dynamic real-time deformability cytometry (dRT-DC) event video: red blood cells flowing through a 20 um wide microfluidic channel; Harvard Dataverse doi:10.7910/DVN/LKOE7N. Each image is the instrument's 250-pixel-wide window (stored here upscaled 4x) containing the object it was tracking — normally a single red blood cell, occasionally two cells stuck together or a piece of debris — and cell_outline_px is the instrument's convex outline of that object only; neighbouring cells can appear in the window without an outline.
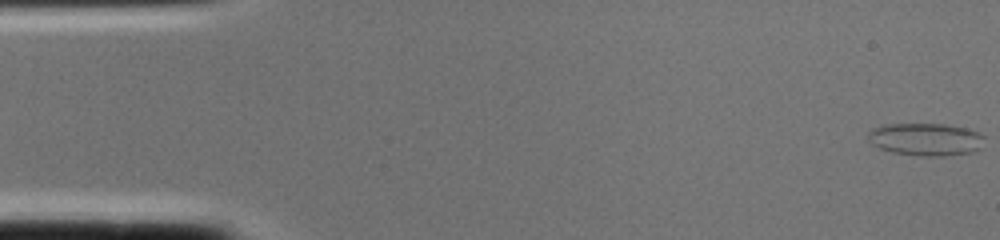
{"species": "common noctule bat (a hibernating species)", "species_latin": "Nyctalus noctula", "temperature_condition": "cold", "stored_images_in_passage": 2, "camera_frame_rate_fps": 3000, "um_per_image_px": 0.085, "animal": {"sex": "female", "body_mass_g": 22.0, "forearm_length_mm": 56.7}, "frame": {"image": 1, "passage_image": 1, "time_ms": 0.0, "image_size_px": [1000, 240], "cell_outline_px": [[984, 136], [980, 148], [976, 152], [944, 156], [920, 156], [892, 152], [880, 148], [872, 144], [868, 140], [868, 132], [884, 124], [944, 124], [964, 128], [976, 132]], "centroid_in_image_um": [78.69, 11.86], "position_along_channel_um": 6.3, "area_um2": 22.02}}
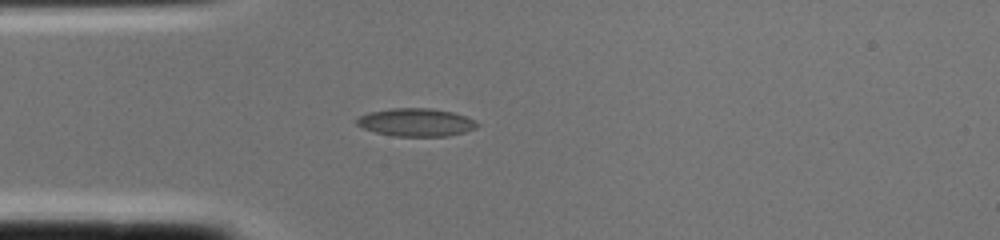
{"frame": {"image": 2, "passage_image": 2, "time_ms": 0.333, "image_size_px": [1000, 240], "cell_outline_px": [[480, 124], [476, 128], [464, 132], [448, 136], [392, 136], [376, 132], [364, 128], [356, 124], [356, 120], [360, 116], [368, 112], [392, 108], [432, 108], [452, 112], [476, 120]], "centroid_in_image_um": [35.38, 10.39], "position_along_channel_um": 49.6, "area_um2": 19.65}}